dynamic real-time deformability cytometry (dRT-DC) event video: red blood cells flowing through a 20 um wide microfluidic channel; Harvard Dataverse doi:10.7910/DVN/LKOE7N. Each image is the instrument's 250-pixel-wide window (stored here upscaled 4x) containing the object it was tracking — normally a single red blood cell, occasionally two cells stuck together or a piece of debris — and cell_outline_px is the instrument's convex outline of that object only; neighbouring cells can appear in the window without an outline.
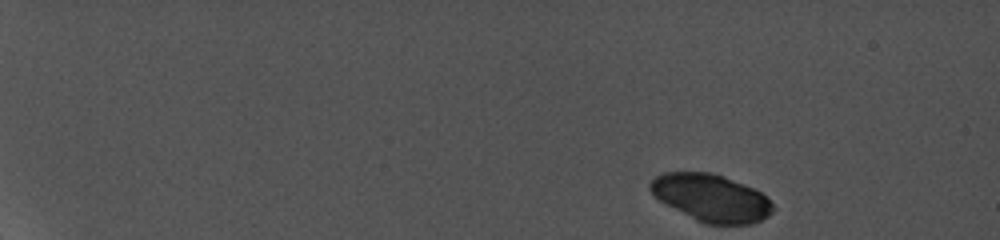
{"species": "common noctule bat (a hibernating species)", "species_latin": "Nyctalus noctula", "temperature_condition": "cold", "stored_images_in_passage": 7, "camera_frame_rate_fps": 5000, "um_per_image_px": 0.085, "animal": {"sex": "female", "body_mass_g": 19.0, "forearm_length_mm": 56.7}, "frame": {"image": 1, "passage_image": 1, "time_ms": 0.0, "image_size_px": [1000, 240], "cell_outline_px": [[776, 208], [768, 216], [752, 224], [704, 224], [696, 220], [660, 200], [648, 188], [648, 184], [656, 176], [664, 172], [712, 172], [724, 176], [744, 184], [768, 196]], "centroid_in_image_um": [60.49, 16.81], "position_along_channel_um": 24.5, "area_um2": 33.81}}